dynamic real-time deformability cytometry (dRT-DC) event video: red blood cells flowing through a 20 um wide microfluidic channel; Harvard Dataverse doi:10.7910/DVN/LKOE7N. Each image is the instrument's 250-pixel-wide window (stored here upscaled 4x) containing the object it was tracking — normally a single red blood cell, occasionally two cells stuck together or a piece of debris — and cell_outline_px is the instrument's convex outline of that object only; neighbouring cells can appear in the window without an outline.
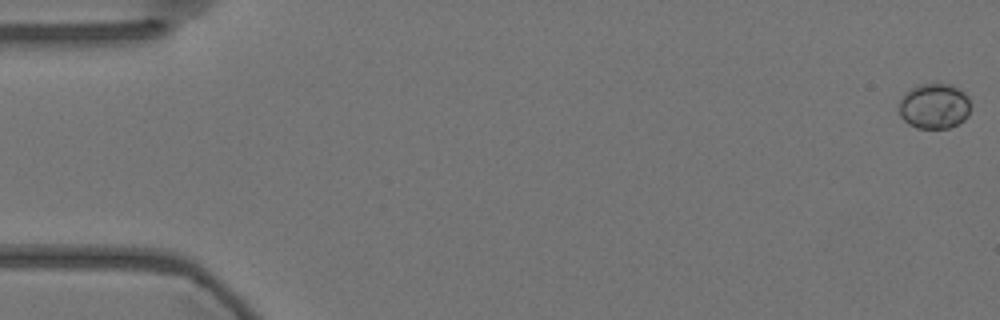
{"species": "Egyptian fruit bat (a non-hibernating species)", "species_latin": "Rousettus aegyptiacus", "temperature_condition": "warm", "stored_images_in_passage": 28, "camera_frame_rate_fps": 3000, "um_per_image_px": 0.085, "animal": {"sex": "female"}, "frame": {"image": 1, "passage_image": 1, "time_ms": 0.0, "image_size_px": [1000, 320], "cell_outline_px": [[968, 116], [964, 120], [948, 128], [916, 128], [908, 124], [900, 116], [900, 100], [904, 92], [916, 84], [952, 84], [964, 92], [968, 96]], "centroid_in_image_um": [79.38, 9.01], "position_along_channel_um": 5.6, "area_um2": 18.96}}
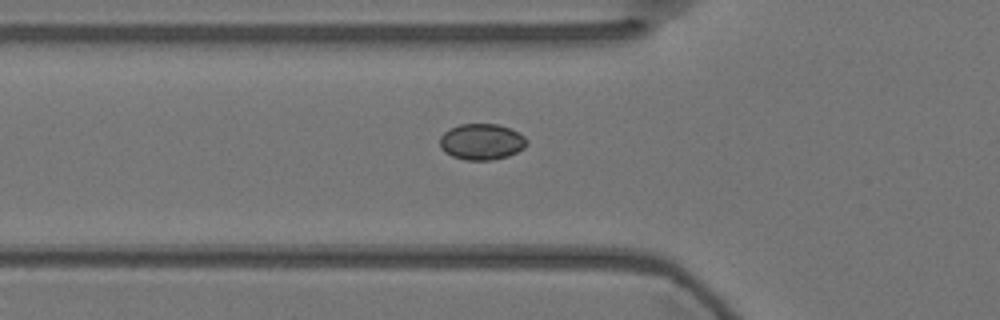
{"frame": {"image": 2, "passage_image": 20, "time_ms": 6.333, "image_size_px": [1000, 320], "cell_outline_px": [[528, 144], [524, 148], [508, 156], [492, 160], [464, 160], [452, 156], [444, 152], [440, 148], [440, 136], [448, 128], [460, 124], [496, 124], [508, 128], [524, 136], [528, 140]], "centroid_in_image_um": [40.91, 12.05], "position_along_channel_um": 84.9, "area_um2": 18.38}}
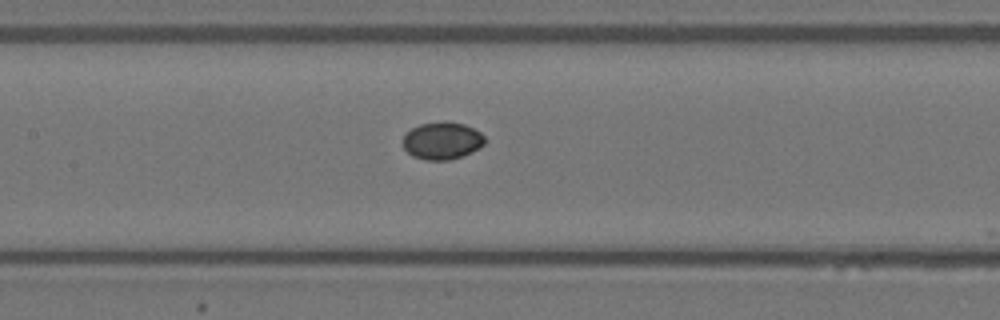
{"frame": {"image": 3, "passage_image": 27, "time_ms": 8.667, "image_size_px": [1000, 320], "cell_outline_px": [[484, 144], [472, 152], [464, 156], [448, 160], [424, 160], [412, 156], [404, 148], [404, 136], [412, 128], [420, 124], [444, 120], [464, 124], [480, 132], [484, 136]], "centroid_in_image_um": [37.59, 11.96], "position_along_channel_um": 169.8, "area_um2": 17.86}}